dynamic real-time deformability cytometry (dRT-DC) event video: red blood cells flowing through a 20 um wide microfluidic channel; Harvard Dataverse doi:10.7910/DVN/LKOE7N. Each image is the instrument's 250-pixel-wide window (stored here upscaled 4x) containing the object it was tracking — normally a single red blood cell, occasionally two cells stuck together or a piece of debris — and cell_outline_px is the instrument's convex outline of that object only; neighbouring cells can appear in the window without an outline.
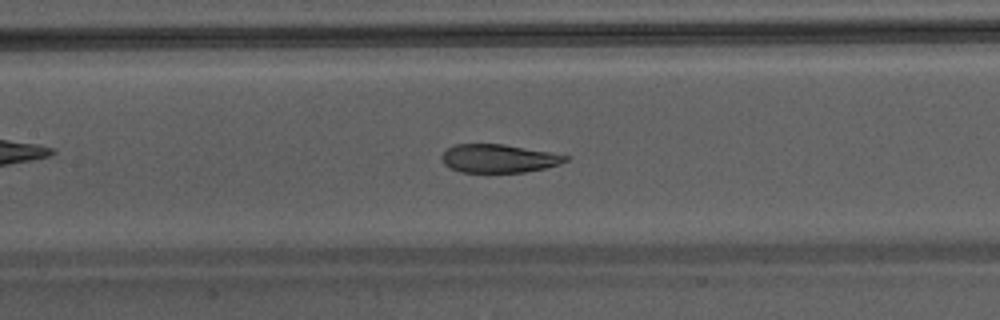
{"species": "Egyptian fruit bat (a non-hibernating species)", "species_latin": "Rousettus aegyptiacus", "temperature_condition": "warm", "stored_images_in_passage": 36, "camera_frame_rate_fps": 3000, "um_per_image_px": 0.085, "animal": {"sex": "male"}, "frame": {"image": 1, "passage_image": 11, "time_ms": 3.333, "image_size_px": [1000, 320], "cell_outline_px": [[568, 160], [560, 164], [544, 168], [524, 172], [460, 172], [444, 164], [440, 156], [448, 148], [456, 144], [504, 144], [548, 152], [568, 156]], "centroid_in_image_um": [42.36, 13.47], "position_along_channel_um": 165.0, "area_um2": 20.23}}